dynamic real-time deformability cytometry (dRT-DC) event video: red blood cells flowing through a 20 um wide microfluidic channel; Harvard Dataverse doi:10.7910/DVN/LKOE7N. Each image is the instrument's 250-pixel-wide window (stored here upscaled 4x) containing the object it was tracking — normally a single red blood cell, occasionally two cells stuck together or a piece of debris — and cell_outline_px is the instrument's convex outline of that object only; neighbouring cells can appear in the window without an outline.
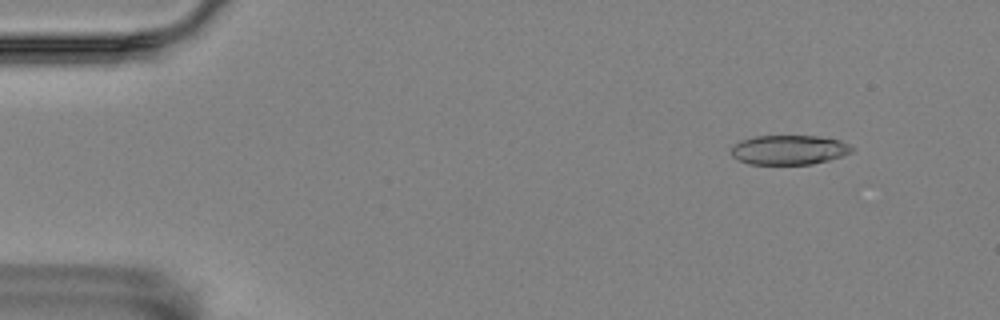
{"species": "Egyptian fruit bat (a non-hibernating species)", "species_latin": "Rousettus aegyptiacus", "temperature_condition": "room temperature", "stored_images_in_passage": 5, "camera_frame_rate_fps": 3000, "um_per_image_px": 0.085, "animal": {"sex": "female"}, "frame": {"image": 1, "passage_image": 2, "time_ms": 0.333, "image_size_px": [1000, 320], "cell_outline_px": [[856, 148], [852, 152], [828, 160], [812, 164], [748, 164], [732, 156], [732, 148], [740, 140], [756, 136], [820, 136], [840, 140]], "centroid_in_image_um": [67.1, 12.73], "position_along_channel_um": 17.9, "area_um2": 20.69}}